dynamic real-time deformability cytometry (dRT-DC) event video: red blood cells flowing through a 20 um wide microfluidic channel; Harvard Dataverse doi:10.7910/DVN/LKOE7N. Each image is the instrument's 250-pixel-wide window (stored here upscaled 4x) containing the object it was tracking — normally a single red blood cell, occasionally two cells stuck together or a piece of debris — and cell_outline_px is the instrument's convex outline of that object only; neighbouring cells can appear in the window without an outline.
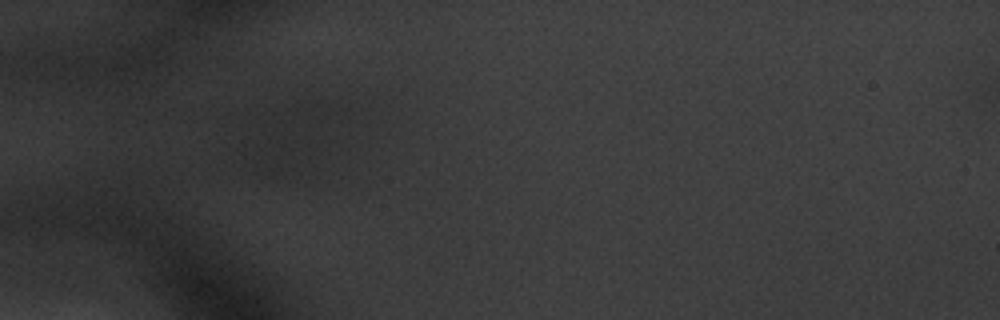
{"species": "common noctule bat (a hibernating species)", "species_latin": "Nyctalus noctula", "temperature_condition": "warm", "stored_images_in_passage": 23, "segment_of_instrument_passage": [2, 2], "camera_frame_rate_fps": 3000, "um_per_image_px": 0.085, "animal": {"sex": "male", "body_mass_g": 20.1, "forearm_length_mm": 53.5}, "frame": {"image": 1, "passage_image": 19, "time_ms": 6.0, "image_size_px": [1000, 320], "cell_outline_px": [[308, 156], [300, 172], [272, 176], [252, 164], [244, 148], [244, 144], [268, 136], [300, 140]], "centroid_in_image_um": [23.54, 13.19], "position_along_channel_um": 61.5, "area_um2": 13.53}}